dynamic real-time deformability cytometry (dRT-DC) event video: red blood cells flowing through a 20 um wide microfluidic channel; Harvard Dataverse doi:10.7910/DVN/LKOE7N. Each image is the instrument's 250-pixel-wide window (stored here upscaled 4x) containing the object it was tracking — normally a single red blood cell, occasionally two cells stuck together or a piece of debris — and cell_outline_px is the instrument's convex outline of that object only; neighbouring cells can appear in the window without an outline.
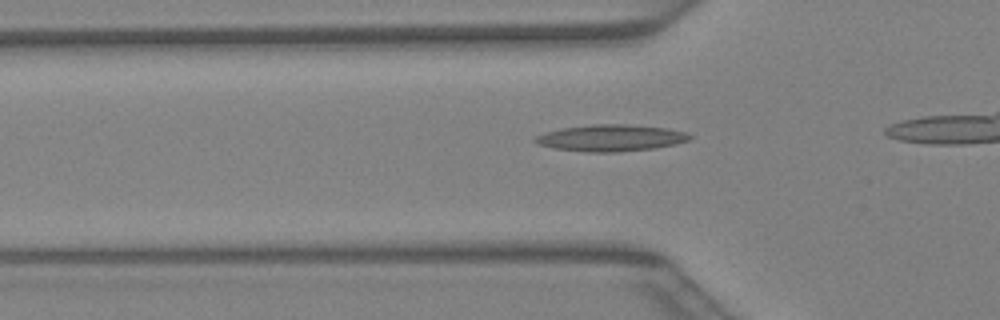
{"species": "Egyptian fruit bat (a non-hibernating species)", "species_latin": "Rousettus aegyptiacus", "temperature_condition": "warm", "stored_images_in_passage": 27, "camera_frame_rate_fps": 3000, "um_per_image_px": 0.085, "animal": {"sex": "female"}, "frame": {"image": 1, "passage_image": 8, "time_ms": 2.333, "image_size_px": [1000, 320], "cell_outline_px": [[692, 136], [688, 140], [656, 148], [616, 152], [588, 152], [556, 148], [540, 144], [532, 140], [536, 136], [544, 132], [560, 128], [592, 124], [628, 124], [668, 128], [684, 132]], "centroid_in_image_um": [51.9, 11.71], "position_along_channel_um": 73.9, "area_um2": 23.81}}
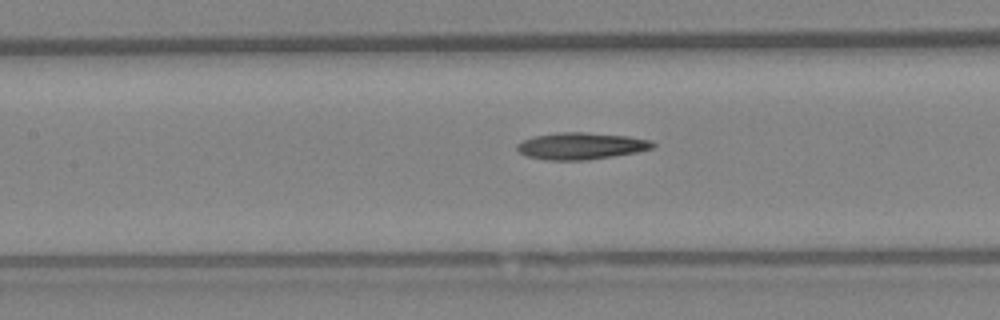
{"frame": {"image": 2, "passage_image": 13, "time_ms": 4.0, "image_size_px": [1000, 320], "cell_outline_px": [[656, 144], [652, 148], [636, 152], [588, 160], [548, 160], [528, 156], [520, 152], [516, 148], [516, 144], [532, 136], [556, 132], [584, 132], [628, 136], [652, 140]], "centroid_in_image_um": [49.38, 12.4], "position_along_channel_um": 158.0, "area_um2": 21.21}}
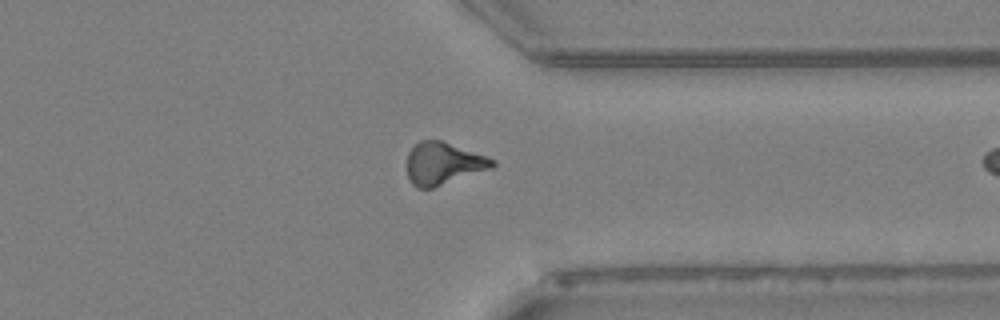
{"frame": {"image": 3, "passage_image": 26, "time_ms": 8.333, "image_size_px": [1000, 320], "cell_outline_px": [[496, 164], [492, 168], [432, 188], [416, 188], [408, 180], [408, 152], [420, 140], [440, 140], [496, 160]], "centroid_in_image_um": [37.66, 13.91], "position_along_channel_um": 373.7, "area_um2": 20.75}}